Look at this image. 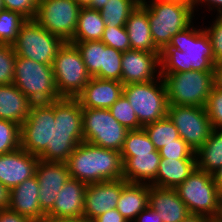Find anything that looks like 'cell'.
Listing matches in <instances>:
<instances>
[{"mask_svg":"<svg viewBox=\"0 0 222 222\" xmlns=\"http://www.w3.org/2000/svg\"><path fill=\"white\" fill-rule=\"evenodd\" d=\"M105 23L99 10L81 7L75 34L69 42L101 40Z\"/></svg>","mask_w":222,"mask_h":222,"instance_id":"f1b7e54d","label":"cell"},{"mask_svg":"<svg viewBox=\"0 0 222 222\" xmlns=\"http://www.w3.org/2000/svg\"><path fill=\"white\" fill-rule=\"evenodd\" d=\"M148 184L127 183L118 199L116 209L128 222H133L137 215L148 206Z\"/></svg>","mask_w":222,"mask_h":222,"instance_id":"4316f807","label":"cell"},{"mask_svg":"<svg viewBox=\"0 0 222 222\" xmlns=\"http://www.w3.org/2000/svg\"><path fill=\"white\" fill-rule=\"evenodd\" d=\"M52 148L39 159L66 163L74 149L83 142L82 107L76 98L62 97L54 101Z\"/></svg>","mask_w":222,"mask_h":222,"instance_id":"3957f363","label":"cell"},{"mask_svg":"<svg viewBox=\"0 0 222 222\" xmlns=\"http://www.w3.org/2000/svg\"><path fill=\"white\" fill-rule=\"evenodd\" d=\"M205 108L212 128L222 129V91L212 88Z\"/></svg>","mask_w":222,"mask_h":222,"instance_id":"b9f144b4","label":"cell"},{"mask_svg":"<svg viewBox=\"0 0 222 222\" xmlns=\"http://www.w3.org/2000/svg\"><path fill=\"white\" fill-rule=\"evenodd\" d=\"M156 151L144 128L129 130L120 154H143Z\"/></svg>","mask_w":222,"mask_h":222,"instance_id":"836d02e7","label":"cell"},{"mask_svg":"<svg viewBox=\"0 0 222 222\" xmlns=\"http://www.w3.org/2000/svg\"><path fill=\"white\" fill-rule=\"evenodd\" d=\"M159 153L161 158L196 159L194 150L182 138L176 139V143L164 145Z\"/></svg>","mask_w":222,"mask_h":222,"instance_id":"60d3db41","label":"cell"},{"mask_svg":"<svg viewBox=\"0 0 222 222\" xmlns=\"http://www.w3.org/2000/svg\"><path fill=\"white\" fill-rule=\"evenodd\" d=\"M210 222H220V221H218V220H216V219H211Z\"/></svg>","mask_w":222,"mask_h":222,"instance_id":"94428289","label":"cell"},{"mask_svg":"<svg viewBox=\"0 0 222 222\" xmlns=\"http://www.w3.org/2000/svg\"><path fill=\"white\" fill-rule=\"evenodd\" d=\"M21 147L20 125L0 119V155Z\"/></svg>","mask_w":222,"mask_h":222,"instance_id":"8d00e7d4","label":"cell"},{"mask_svg":"<svg viewBox=\"0 0 222 222\" xmlns=\"http://www.w3.org/2000/svg\"><path fill=\"white\" fill-rule=\"evenodd\" d=\"M147 1H149V0H137V2H138L139 4H144V3L147 2Z\"/></svg>","mask_w":222,"mask_h":222,"instance_id":"91938a15","label":"cell"},{"mask_svg":"<svg viewBox=\"0 0 222 222\" xmlns=\"http://www.w3.org/2000/svg\"><path fill=\"white\" fill-rule=\"evenodd\" d=\"M92 222H128L121 213L116 209H110L104 214L96 217Z\"/></svg>","mask_w":222,"mask_h":222,"instance_id":"f6af8a7d","label":"cell"},{"mask_svg":"<svg viewBox=\"0 0 222 222\" xmlns=\"http://www.w3.org/2000/svg\"><path fill=\"white\" fill-rule=\"evenodd\" d=\"M10 190L0 183V210L8 209Z\"/></svg>","mask_w":222,"mask_h":222,"instance_id":"f907efd6","label":"cell"},{"mask_svg":"<svg viewBox=\"0 0 222 222\" xmlns=\"http://www.w3.org/2000/svg\"><path fill=\"white\" fill-rule=\"evenodd\" d=\"M39 157L21 147L0 155V183L9 190L35 176Z\"/></svg>","mask_w":222,"mask_h":222,"instance_id":"ac0fdd59","label":"cell"},{"mask_svg":"<svg viewBox=\"0 0 222 222\" xmlns=\"http://www.w3.org/2000/svg\"><path fill=\"white\" fill-rule=\"evenodd\" d=\"M6 10L22 15L26 20L34 19L39 0H3Z\"/></svg>","mask_w":222,"mask_h":222,"instance_id":"7bdbcfd3","label":"cell"},{"mask_svg":"<svg viewBox=\"0 0 222 222\" xmlns=\"http://www.w3.org/2000/svg\"><path fill=\"white\" fill-rule=\"evenodd\" d=\"M213 88L222 91V61L213 66Z\"/></svg>","mask_w":222,"mask_h":222,"instance_id":"c3c4849f","label":"cell"},{"mask_svg":"<svg viewBox=\"0 0 222 222\" xmlns=\"http://www.w3.org/2000/svg\"><path fill=\"white\" fill-rule=\"evenodd\" d=\"M211 219L199 214L189 213V215L181 222H210Z\"/></svg>","mask_w":222,"mask_h":222,"instance_id":"816d5d0a","label":"cell"},{"mask_svg":"<svg viewBox=\"0 0 222 222\" xmlns=\"http://www.w3.org/2000/svg\"><path fill=\"white\" fill-rule=\"evenodd\" d=\"M199 170L213 174L222 167V129H212L206 142L195 152Z\"/></svg>","mask_w":222,"mask_h":222,"instance_id":"83f0119b","label":"cell"},{"mask_svg":"<svg viewBox=\"0 0 222 222\" xmlns=\"http://www.w3.org/2000/svg\"><path fill=\"white\" fill-rule=\"evenodd\" d=\"M25 21L26 19L17 12L6 9L0 11V44L12 45Z\"/></svg>","mask_w":222,"mask_h":222,"instance_id":"d6a6232c","label":"cell"},{"mask_svg":"<svg viewBox=\"0 0 222 222\" xmlns=\"http://www.w3.org/2000/svg\"><path fill=\"white\" fill-rule=\"evenodd\" d=\"M4 2L3 0H0V11L4 10Z\"/></svg>","mask_w":222,"mask_h":222,"instance_id":"680465c9","label":"cell"},{"mask_svg":"<svg viewBox=\"0 0 222 222\" xmlns=\"http://www.w3.org/2000/svg\"><path fill=\"white\" fill-rule=\"evenodd\" d=\"M101 41L107 46L121 52L131 49L130 39L125 26L105 27Z\"/></svg>","mask_w":222,"mask_h":222,"instance_id":"ab89813d","label":"cell"},{"mask_svg":"<svg viewBox=\"0 0 222 222\" xmlns=\"http://www.w3.org/2000/svg\"><path fill=\"white\" fill-rule=\"evenodd\" d=\"M75 1L80 7H89L92 3V0H75Z\"/></svg>","mask_w":222,"mask_h":222,"instance_id":"9f6ffc18","label":"cell"},{"mask_svg":"<svg viewBox=\"0 0 222 222\" xmlns=\"http://www.w3.org/2000/svg\"><path fill=\"white\" fill-rule=\"evenodd\" d=\"M121 159L123 178L127 182L154 186V179L158 173L161 159L159 151L143 154H121Z\"/></svg>","mask_w":222,"mask_h":222,"instance_id":"44dd1931","label":"cell"},{"mask_svg":"<svg viewBox=\"0 0 222 222\" xmlns=\"http://www.w3.org/2000/svg\"><path fill=\"white\" fill-rule=\"evenodd\" d=\"M113 118L128 130L143 128L127 98L122 95L110 108Z\"/></svg>","mask_w":222,"mask_h":222,"instance_id":"d590c367","label":"cell"},{"mask_svg":"<svg viewBox=\"0 0 222 222\" xmlns=\"http://www.w3.org/2000/svg\"><path fill=\"white\" fill-rule=\"evenodd\" d=\"M87 184L69 177L57 194L53 208L47 215L53 217L82 218Z\"/></svg>","mask_w":222,"mask_h":222,"instance_id":"7402d4cb","label":"cell"},{"mask_svg":"<svg viewBox=\"0 0 222 222\" xmlns=\"http://www.w3.org/2000/svg\"><path fill=\"white\" fill-rule=\"evenodd\" d=\"M133 222H163L157 211L153 210L149 205L141 211Z\"/></svg>","mask_w":222,"mask_h":222,"instance_id":"bcb514c9","label":"cell"},{"mask_svg":"<svg viewBox=\"0 0 222 222\" xmlns=\"http://www.w3.org/2000/svg\"><path fill=\"white\" fill-rule=\"evenodd\" d=\"M107 2L108 0H92V3L89 8L94 10H100Z\"/></svg>","mask_w":222,"mask_h":222,"instance_id":"db71d44e","label":"cell"},{"mask_svg":"<svg viewBox=\"0 0 222 222\" xmlns=\"http://www.w3.org/2000/svg\"><path fill=\"white\" fill-rule=\"evenodd\" d=\"M123 88L119 81L91 77L76 99L82 108L109 109L123 95Z\"/></svg>","mask_w":222,"mask_h":222,"instance_id":"d6986e66","label":"cell"},{"mask_svg":"<svg viewBox=\"0 0 222 222\" xmlns=\"http://www.w3.org/2000/svg\"><path fill=\"white\" fill-rule=\"evenodd\" d=\"M52 68L61 97L76 98L91 79L79 50L69 42L58 49Z\"/></svg>","mask_w":222,"mask_h":222,"instance_id":"ba28073f","label":"cell"},{"mask_svg":"<svg viewBox=\"0 0 222 222\" xmlns=\"http://www.w3.org/2000/svg\"><path fill=\"white\" fill-rule=\"evenodd\" d=\"M69 175L85 184L123 179V162L118 151L81 142L67 160Z\"/></svg>","mask_w":222,"mask_h":222,"instance_id":"7a4b0ae2","label":"cell"},{"mask_svg":"<svg viewBox=\"0 0 222 222\" xmlns=\"http://www.w3.org/2000/svg\"><path fill=\"white\" fill-rule=\"evenodd\" d=\"M213 178L217 189L219 190V192H222V167H220L213 173Z\"/></svg>","mask_w":222,"mask_h":222,"instance_id":"f5cc1de1","label":"cell"},{"mask_svg":"<svg viewBox=\"0 0 222 222\" xmlns=\"http://www.w3.org/2000/svg\"><path fill=\"white\" fill-rule=\"evenodd\" d=\"M39 187L36 176H33L12 188L8 209L38 222L46 215L40 207Z\"/></svg>","mask_w":222,"mask_h":222,"instance_id":"ffe728a7","label":"cell"},{"mask_svg":"<svg viewBox=\"0 0 222 222\" xmlns=\"http://www.w3.org/2000/svg\"><path fill=\"white\" fill-rule=\"evenodd\" d=\"M168 105L206 107L213 88V72L184 71L161 74Z\"/></svg>","mask_w":222,"mask_h":222,"instance_id":"8992f818","label":"cell"},{"mask_svg":"<svg viewBox=\"0 0 222 222\" xmlns=\"http://www.w3.org/2000/svg\"><path fill=\"white\" fill-rule=\"evenodd\" d=\"M38 222H87V221L84 220L83 218L53 217L46 214Z\"/></svg>","mask_w":222,"mask_h":222,"instance_id":"681fc988","label":"cell"},{"mask_svg":"<svg viewBox=\"0 0 222 222\" xmlns=\"http://www.w3.org/2000/svg\"><path fill=\"white\" fill-rule=\"evenodd\" d=\"M148 11L154 44L162 50L173 36L188 27L195 19L191 5L179 2L149 0L143 4Z\"/></svg>","mask_w":222,"mask_h":222,"instance_id":"277c9868","label":"cell"},{"mask_svg":"<svg viewBox=\"0 0 222 222\" xmlns=\"http://www.w3.org/2000/svg\"><path fill=\"white\" fill-rule=\"evenodd\" d=\"M148 205L157 211L163 222H181L189 215L175 188L150 185Z\"/></svg>","mask_w":222,"mask_h":222,"instance_id":"603a6c76","label":"cell"},{"mask_svg":"<svg viewBox=\"0 0 222 222\" xmlns=\"http://www.w3.org/2000/svg\"><path fill=\"white\" fill-rule=\"evenodd\" d=\"M83 140L120 152L128 129L115 120L109 109L82 108Z\"/></svg>","mask_w":222,"mask_h":222,"instance_id":"8fae6325","label":"cell"},{"mask_svg":"<svg viewBox=\"0 0 222 222\" xmlns=\"http://www.w3.org/2000/svg\"><path fill=\"white\" fill-rule=\"evenodd\" d=\"M80 9L75 0H39L34 20L64 42H69L75 34Z\"/></svg>","mask_w":222,"mask_h":222,"instance_id":"4fadbf2b","label":"cell"},{"mask_svg":"<svg viewBox=\"0 0 222 222\" xmlns=\"http://www.w3.org/2000/svg\"><path fill=\"white\" fill-rule=\"evenodd\" d=\"M32 104L13 83L0 85V119L21 125L28 117Z\"/></svg>","mask_w":222,"mask_h":222,"instance_id":"d4e9b609","label":"cell"},{"mask_svg":"<svg viewBox=\"0 0 222 222\" xmlns=\"http://www.w3.org/2000/svg\"><path fill=\"white\" fill-rule=\"evenodd\" d=\"M13 84L32 102L50 103L62 98L56 88L52 65L16 55Z\"/></svg>","mask_w":222,"mask_h":222,"instance_id":"5b68a950","label":"cell"},{"mask_svg":"<svg viewBox=\"0 0 222 222\" xmlns=\"http://www.w3.org/2000/svg\"><path fill=\"white\" fill-rule=\"evenodd\" d=\"M175 190L189 213L215 218L218 211L219 190L213 174L196 168Z\"/></svg>","mask_w":222,"mask_h":222,"instance_id":"30bf717a","label":"cell"},{"mask_svg":"<svg viewBox=\"0 0 222 222\" xmlns=\"http://www.w3.org/2000/svg\"><path fill=\"white\" fill-rule=\"evenodd\" d=\"M138 5L137 0H108L99 10L105 27L125 26L128 17Z\"/></svg>","mask_w":222,"mask_h":222,"instance_id":"f546056e","label":"cell"},{"mask_svg":"<svg viewBox=\"0 0 222 222\" xmlns=\"http://www.w3.org/2000/svg\"><path fill=\"white\" fill-rule=\"evenodd\" d=\"M197 168L196 159L161 158L154 186L176 188Z\"/></svg>","mask_w":222,"mask_h":222,"instance_id":"484cf974","label":"cell"},{"mask_svg":"<svg viewBox=\"0 0 222 222\" xmlns=\"http://www.w3.org/2000/svg\"><path fill=\"white\" fill-rule=\"evenodd\" d=\"M197 19L173 36L170 43L160 51L161 74L192 70L213 72L215 58L212 45L203 24L198 25L201 22Z\"/></svg>","mask_w":222,"mask_h":222,"instance_id":"6da1fadb","label":"cell"},{"mask_svg":"<svg viewBox=\"0 0 222 222\" xmlns=\"http://www.w3.org/2000/svg\"><path fill=\"white\" fill-rule=\"evenodd\" d=\"M0 222H34L32 219L24 217L10 209L0 210Z\"/></svg>","mask_w":222,"mask_h":222,"instance_id":"7dc6e473","label":"cell"},{"mask_svg":"<svg viewBox=\"0 0 222 222\" xmlns=\"http://www.w3.org/2000/svg\"><path fill=\"white\" fill-rule=\"evenodd\" d=\"M69 43L74 44L79 50L89 75L100 79L105 44L101 40Z\"/></svg>","mask_w":222,"mask_h":222,"instance_id":"4dcf8cb0","label":"cell"},{"mask_svg":"<svg viewBox=\"0 0 222 222\" xmlns=\"http://www.w3.org/2000/svg\"><path fill=\"white\" fill-rule=\"evenodd\" d=\"M122 54L123 52L115 50L105 44V51H103V67L100 69V79L121 82Z\"/></svg>","mask_w":222,"mask_h":222,"instance_id":"e575fe53","label":"cell"},{"mask_svg":"<svg viewBox=\"0 0 222 222\" xmlns=\"http://www.w3.org/2000/svg\"><path fill=\"white\" fill-rule=\"evenodd\" d=\"M123 95L142 127L167 116V90L161 76L148 82L126 84Z\"/></svg>","mask_w":222,"mask_h":222,"instance_id":"52a82bcc","label":"cell"},{"mask_svg":"<svg viewBox=\"0 0 222 222\" xmlns=\"http://www.w3.org/2000/svg\"><path fill=\"white\" fill-rule=\"evenodd\" d=\"M125 27L130 39L131 49L160 53L161 50L154 44L148 20V11L143 4H139L130 14Z\"/></svg>","mask_w":222,"mask_h":222,"instance_id":"cb8c5ba5","label":"cell"},{"mask_svg":"<svg viewBox=\"0 0 222 222\" xmlns=\"http://www.w3.org/2000/svg\"><path fill=\"white\" fill-rule=\"evenodd\" d=\"M127 183L123 178L88 184L85 190L82 218L92 222L99 215L116 208L122 189Z\"/></svg>","mask_w":222,"mask_h":222,"instance_id":"9a60e30c","label":"cell"},{"mask_svg":"<svg viewBox=\"0 0 222 222\" xmlns=\"http://www.w3.org/2000/svg\"><path fill=\"white\" fill-rule=\"evenodd\" d=\"M16 53L12 45H0V85L12 84L14 80Z\"/></svg>","mask_w":222,"mask_h":222,"instance_id":"f35d334b","label":"cell"},{"mask_svg":"<svg viewBox=\"0 0 222 222\" xmlns=\"http://www.w3.org/2000/svg\"><path fill=\"white\" fill-rule=\"evenodd\" d=\"M143 128L157 151L164 145L176 143V139L180 138L177 128L168 116L145 125Z\"/></svg>","mask_w":222,"mask_h":222,"instance_id":"1f68e13d","label":"cell"},{"mask_svg":"<svg viewBox=\"0 0 222 222\" xmlns=\"http://www.w3.org/2000/svg\"><path fill=\"white\" fill-rule=\"evenodd\" d=\"M212 19L211 21L207 22L209 23L208 26L204 25L206 24L204 19L202 20L203 29L207 33L211 45H212V51L215 58V63L222 61V14H216L214 16L211 15Z\"/></svg>","mask_w":222,"mask_h":222,"instance_id":"74e56055","label":"cell"},{"mask_svg":"<svg viewBox=\"0 0 222 222\" xmlns=\"http://www.w3.org/2000/svg\"><path fill=\"white\" fill-rule=\"evenodd\" d=\"M167 116L182 138L196 152L207 140L212 125L205 107L168 105Z\"/></svg>","mask_w":222,"mask_h":222,"instance_id":"5bb4252c","label":"cell"},{"mask_svg":"<svg viewBox=\"0 0 222 222\" xmlns=\"http://www.w3.org/2000/svg\"><path fill=\"white\" fill-rule=\"evenodd\" d=\"M64 41L40 26L34 19L26 20L12 44L17 56L53 65L58 49Z\"/></svg>","mask_w":222,"mask_h":222,"instance_id":"9c48e42d","label":"cell"},{"mask_svg":"<svg viewBox=\"0 0 222 222\" xmlns=\"http://www.w3.org/2000/svg\"><path fill=\"white\" fill-rule=\"evenodd\" d=\"M54 101L33 103L26 120L20 125L21 148L40 156L46 148H52Z\"/></svg>","mask_w":222,"mask_h":222,"instance_id":"7c38bea8","label":"cell"},{"mask_svg":"<svg viewBox=\"0 0 222 222\" xmlns=\"http://www.w3.org/2000/svg\"><path fill=\"white\" fill-rule=\"evenodd\" d=\"M214 219L222 222V192H219L218 211Z\"/></svg>","mask_w":222,"mask_h":222,"instance_id":"11a10c76","label":"cell"},{"mask_svg":"<svg viewBox=\"0 0 222 222\" xmlns=\"http://www.w3.org/2000/svg\"><path fill=\"white\" fill-rule=\"evenodd\" d=\"M160 1L179 2V3L188 4L192 6V0H160Z\"/></svg>","mask_w":222,"mask_h":222,"instance_id":"6f0895ef","label":"cell"},{"mask_svg":"<svg viewBox=\"0 0 222 222\" xmlns=\"http://www.w3.org/2000/svg\"><path fill=\"white\" fill-rule=\"evenodd\" d=\"M202 7L205 9H203ZM192 8L196 18L200 17L201 19L207 20L205 17L208 14H222V0H192ZM200 10H202L203 12Z\"/></svg>","mask_w":222,"mask_h":222,"instance_id":"ee69618b","label":"cell"},{"mask_svg":"<svg viewBox=\"0 0 222 222\" xmlns=\"http://www.w3.org/2000/svg\"><path fill=\"white\" fill-rule=\"evenodd\" d=\"M35 176L39 183V202L41 210L47 214L52 208L60 189L69 179L67 163L39 160Z\"/></svg>","mask_w":222,"mask_h":222,"instance_id":"e0dca14e","label":"cell"},{"mask_svg":"<svg viewBox=\"0 0 222 222\" xmlns=\"http://www.w3.org/2000/svg\"><path fill=\"white\" fill-rule=\"evenodd\" d=\"M160 76V53L135 49L123 52L121 74L123 85L148 82Z\"/></svg>","mask_w":222,"mask_h":222,"instance_id":"2e32d148","label":"cell"}]
</instances>
